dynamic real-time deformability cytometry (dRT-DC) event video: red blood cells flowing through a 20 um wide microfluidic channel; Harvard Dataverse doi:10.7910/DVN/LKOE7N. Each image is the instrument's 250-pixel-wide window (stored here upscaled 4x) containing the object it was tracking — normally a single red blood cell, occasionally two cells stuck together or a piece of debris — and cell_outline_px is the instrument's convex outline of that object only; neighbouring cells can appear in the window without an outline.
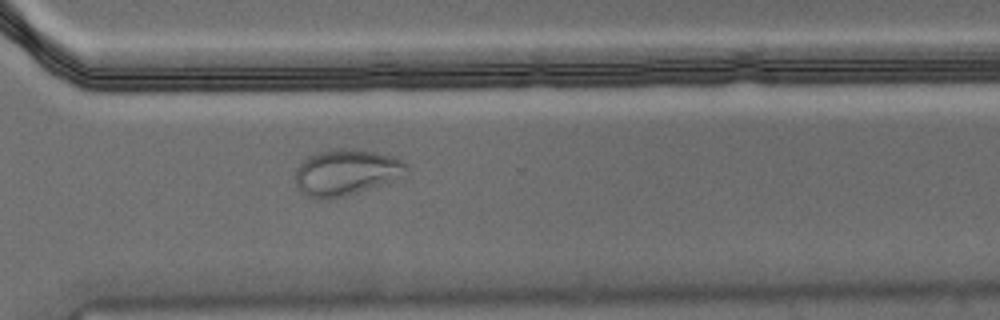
{"species": "Egyptian fruit bat (a non-hibernating species)", "species_latin": "Rousettus aegyptiacus", "temperature_condition": "warm", "stored_images_in_passage": 52, "camera_frame_rate_fps": 3000, "um_per_image_px": 0.085, "animal": {"sex": "male"}, "frame": {"image": 1, "passage_image": 37, "time_ms": 12.0, "image_size_px": [1000, 320], "cell_outline_px": [[408, 172], [404, 176], [344, 196], [328, 200], [316, 200], [308, 196], [296, 184], [296, 168], [308, 156], [320, 152], [352, 148], [376, 152], [392, 156], [404, 160], [408, 164]], "centroid_in_image_um": [29.45, 14.65], "position_along_channel_um": 341.2, "area_um2": 29.54}}
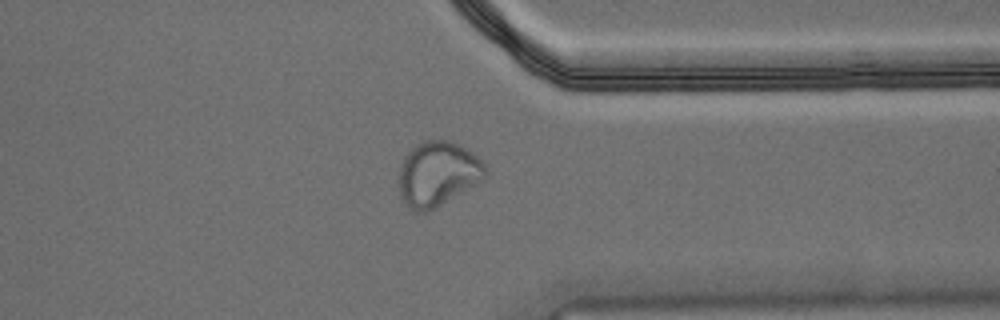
{"frame": {"image": 2, "passage_image": 40, "time_ms": 13.0, "image_size_px": [1000, 320], "cell_outline_px": [[488, 172], [480, 180], [440, 204], [424, 212], [416, 212], [400, 196], [400, 164], [404, 156], [420, 140], [448, 140], [460, 144], [468, 148], [488, 168]], "centroid_in_image_um": [37.19, 14.7], "position_along_channel_um": 374.2, "area_um2": 31.91}}
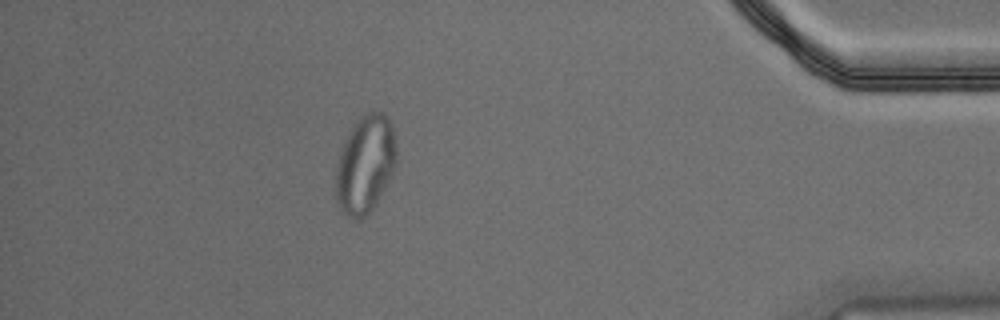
{"frame": {"image": 3, "passage_image": 46, "time_ms": 15.0, "image_size_px": [1000, 320], "cell_outline_px": [[396, 164], [392, 176], [376, 204], [360, 220], [356, 220], [340, 212], [336, 204], [336, 164], [340, 148], [348, 132], [356, 120], [360, 116], [372, 108], [384, 112], [388, 116], [392, 128], [396, 148]], "centroid_in_image_um": [31.03, 13.94], "position_along_channel_um": 404.2, "area_um2": 35.37}, "authors_computed_cell_mechanics": {"area_um2": 27.9174, "velocity_mm_per_s": 3.6195, "shape_relaxation_time_tau1_ms": null, "shape_relaxation_time_tau2_ms": 1.1165, "deformation_change_tau1": null, "deformation_change_tau2": 0.059}}